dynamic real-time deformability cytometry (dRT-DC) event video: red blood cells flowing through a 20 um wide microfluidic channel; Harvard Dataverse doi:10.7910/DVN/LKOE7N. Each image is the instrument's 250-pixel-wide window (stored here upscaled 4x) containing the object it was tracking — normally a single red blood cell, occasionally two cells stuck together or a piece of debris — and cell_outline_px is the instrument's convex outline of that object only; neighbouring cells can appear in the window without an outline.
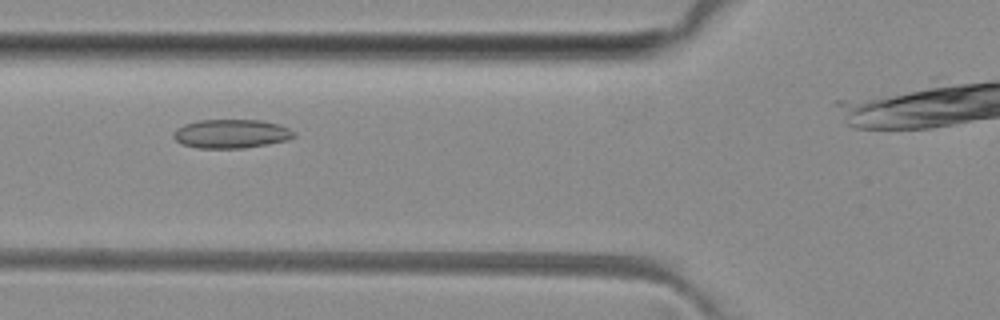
{"species": "common noctule bat (a hibernating species)", "species_latin": "Nyctalus noctula", "temperature_condition": "room temperature", "stored_images_in_passage": 30, "camera_frame_rate_fps": 3000, "um_per_image_px": 0.085, "animal": {"sex": "female", "body_mass_g": 29.2, "forearm_length_mm": 56.3}, "frame": {"image": 1, "passage_image": 6, "time_ms": 1.667, "image_size_px": [1000, 320], "cell_outline_px": [[296, 136], [288, 140], [268, 144], [244, 148], [196, 148], [184, 144], [176, 140], [172, 136], [172, 132], [176, 128], [184, 124], [196, 120], [260, 120], [280, 124], [296, 132]], "centroid_in_image_um": [19.66, 11.36], "position_along_channel_um": 106.1, "area_um2": 20.46}}
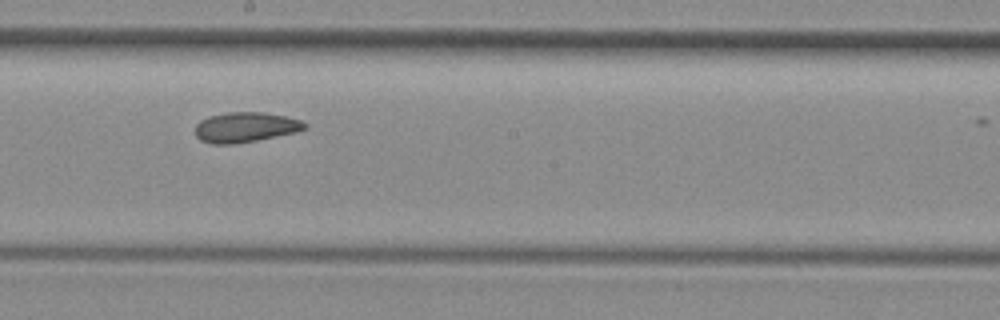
{"frame": {"image": 2, "passage_image": 15, "time_ms": 4.667, "image_size_px": [1000, 320], "cell_outline_px": [[308, 128], [296, 132], [256, 140], [232, 144], [212, 144], [200, 140], [196, 136], [196, 124], [200, 120], [208, 116], [228, 112], [264, 112], [284, 116], [300, 120], [308, 124]], "centroid_in_image_um": [20.85, 10.81], "position_along_channel_um": 227.3, "area_um2": 19.19}}
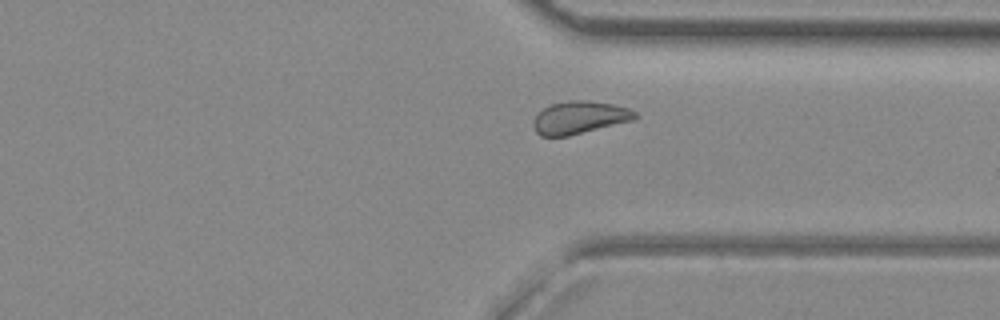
{"frame": {"image": 3, "passage_image": 25, "time_ms": 8.0, "image_size_px": [1000, 320], "cell_outline_px": [[640, 116], [632, 120], [568, 136], [540, 136], [532, 128], [532, 124], [536, 112], [552, 104], [568, 100], [588, 100], [612, 104], [628, 108], [636, 112]], "centroid_in_image_um": [49.22, 9.98], "position_along_channel_um": 362.2, "area_um2": 19.42}, "authors_computed_cell_mechanics": {"area_um2": 19.1607, "velocity_mm_per_s": 4.0462, "shape_relaxation_time_tau1_ms": null, "shape_relaxation_time_tau2_ms": 4.1006, "deformation_change_tau1": null, "deformation_change_tau2": 0.0875}}